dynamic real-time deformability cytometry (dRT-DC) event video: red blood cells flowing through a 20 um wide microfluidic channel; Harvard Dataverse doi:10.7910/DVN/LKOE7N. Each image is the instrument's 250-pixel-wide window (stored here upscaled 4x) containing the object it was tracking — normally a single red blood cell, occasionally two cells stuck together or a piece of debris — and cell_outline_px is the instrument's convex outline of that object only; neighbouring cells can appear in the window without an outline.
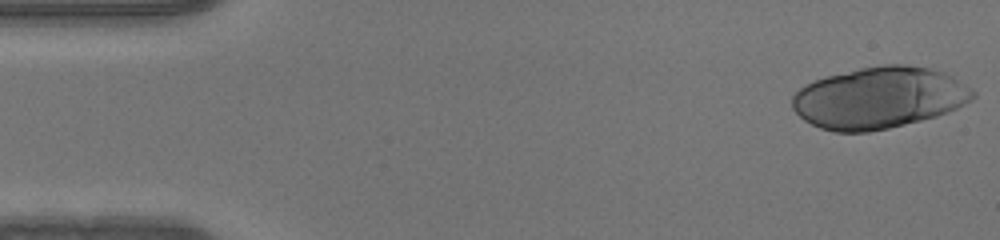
{"species": "human", "species_latin": "Homo sapiens", "temperature_condition": "warm", "stored_images_in_passage": 48, "camera_frame_rate_fps": 3000, "um_per_image_px": 0.085, "donor": {"sex": "male"}, "frame": {"image": 1, "passage_image": 1, "time_ms": 0.0, "image_size_px": [1000, 240], "cell_outline_px": [[976, 96], [972, 100], [948, 112], [936, 116], [888, 128], [868, 132], [832, 132], [820, 128], [804, 120], [792, 108], [792, 96], [800, 88], [816, 80], [828, 76], [860, 68], [884, 64], [904, 64], [932, 68], [944, 72], [952, 76], [976, 92]], "centroid_in_image_um": [74.73, 8.31], "position_along_channel_um": 10.3, "area_um2": 64.62}}
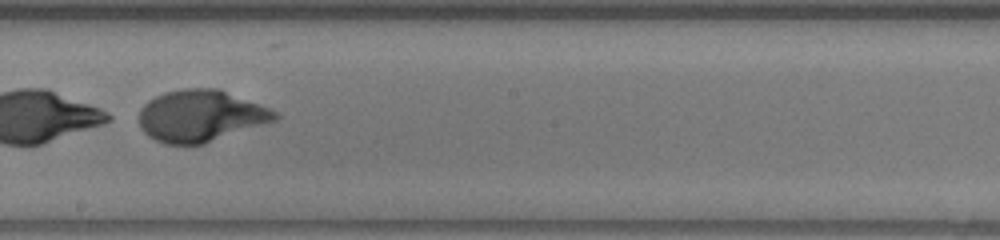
{"frame": {"image": 2, "passage_image": 27, "time_ms": 8.667, "image_size_px": [1000, 240], "cell_outline_px": [[280, 116], [276, 120], [204, 144], [164, 144], [148, 136], [140, 128], [140, 108], [148, 100], [164, 92], [180, 88], [220, 88], [268, 108], [276, 112]], "centroid_in_image_um": [17.03, 9.84], "position_along_channel_um": 231.2, "area_um2": 40.92}}
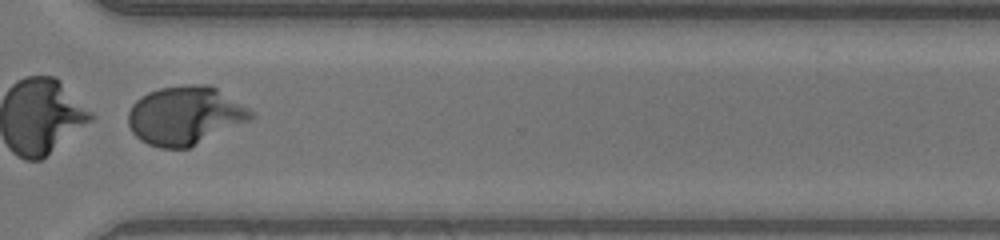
{"frame": {"image": 3, "passage_image": 36, "time_ms": 11.667, "image_size_px": [1000, 240], "cell_outline_px": [[256, 116], [252, 120], [188, 148], [160, 148], [148, 144], [140, 140], [132, 132], [128, 124], [128, 112], [132, 104], [140, 96], [148, 92], [160, 88], [184, 84], [208, 84], [216, 88], [256, 112]], "centroid_in_image_um": [15.75, 9.81], "position_along_channel_um": 354.8, "area_um2": 42.25}}